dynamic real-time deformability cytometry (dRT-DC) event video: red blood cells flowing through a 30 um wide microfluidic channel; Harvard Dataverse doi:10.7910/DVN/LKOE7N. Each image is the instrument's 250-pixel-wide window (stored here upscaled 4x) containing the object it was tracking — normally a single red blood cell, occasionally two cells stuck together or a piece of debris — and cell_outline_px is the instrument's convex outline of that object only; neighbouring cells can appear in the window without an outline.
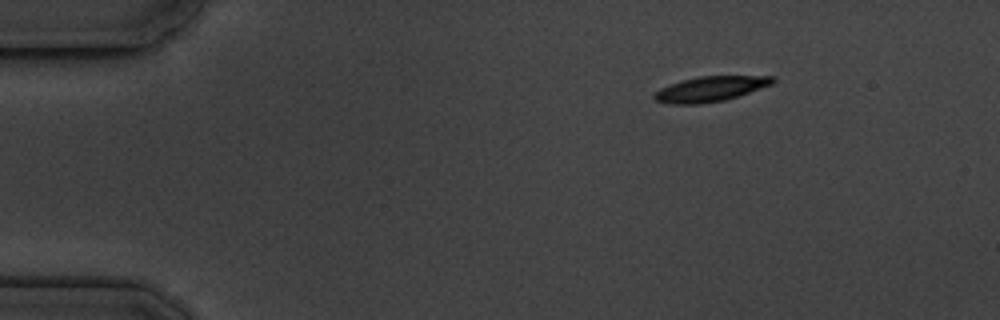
{"species": "common noctule bat (a hibernating species)", "species_latin": "Nyctalus noctula", "temperature_condition": "cold", "stored_images_in_passage": 4, "camera_frame_rate_fps": 3000, "um_per_image_px": 0.085, "animal": {"sex": "male", "body_mass_g": 19.5, "forearm_length_mm": 54.6}, "frame": {"image": 1, "passage_image": 1, "time_ms": 0.0, "image_size_px": [1000, 320], "cell_outline_px": [[776, 80], [772, 84], [724, 100], [700, 104], [668, 104], [656, 100], [652, 96], [660, 88], [680, 80], [700, 76], [776, 76]], "centroid_in_image_um": [60.35, 7.55], "position_along_channel_um": 24.6, "area_um2": 17.22}}
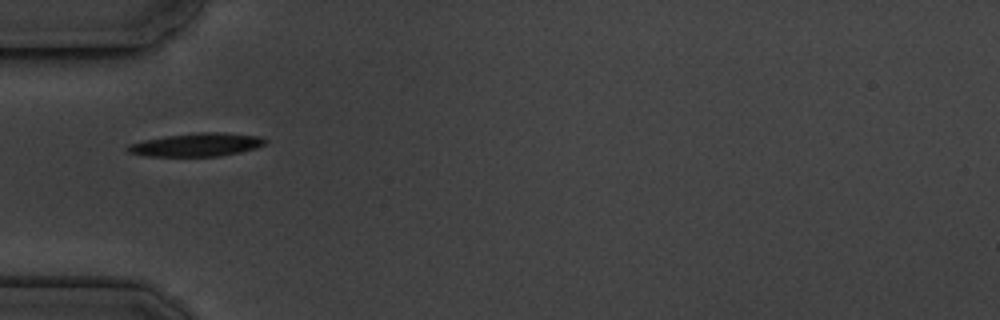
{"frame": {"image": 2, "passage_image": 3, "time_ms": 3.333, "image_size_px": [1000, 320], "cell_outline_px": [[268, 140], [264, 144], [256, 148], [240, 152], [220, 156], [144, 156], [128, 152], [124, 148], [128, 144], [144, 140], [164, 136], [200, 132], [224, 132], [260, 136]], "centroid_in_image_um": [16.7, 12.3], "position_along_channel_um": 68.3, "area_um2": 18.79}}